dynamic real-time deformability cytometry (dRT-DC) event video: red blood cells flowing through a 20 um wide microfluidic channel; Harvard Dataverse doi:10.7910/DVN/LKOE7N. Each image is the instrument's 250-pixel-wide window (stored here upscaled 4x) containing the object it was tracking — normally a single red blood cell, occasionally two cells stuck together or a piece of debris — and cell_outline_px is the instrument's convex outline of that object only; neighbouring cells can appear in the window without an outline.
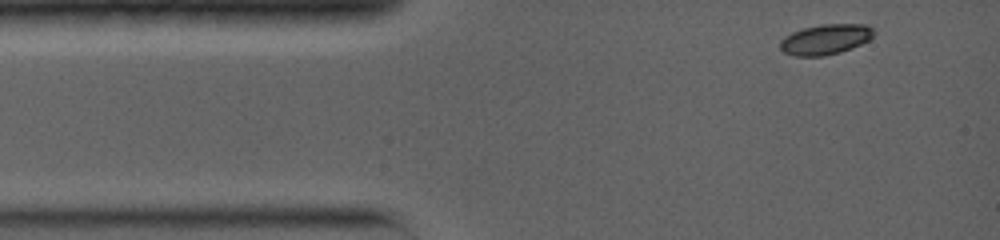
{"species": "common noctule bat (a hibernating species)", "species_latin": "Nyctalus noctula", "temperature_condition": "warm", "stored_images_in_passage": 6, "camera_frame_rate_fps": 5000, "um_per_image_px": 0.085, "animal": {"sex": "female", "body_mass_g": 19.0, "forearm_length_mm": 56.7}, "frame": {"image": 1, "passage_image": 1, "time_ms": 0.0, "image_size_px": [1000, 240], "cell_outline_px": [[876, 32], [868, 40], [852, 48], [840, 52], [824, 56], [796, 56], [784, 52], [780, 48], [780, 40], [784, 36], [792, 32], [804, 28], [820, 24], [864, 24], [872, 28]], "centroid_in_image_um": [70.16, 3.34], "position_along_channel_um": 14.8, "area_um2": 16.53}}
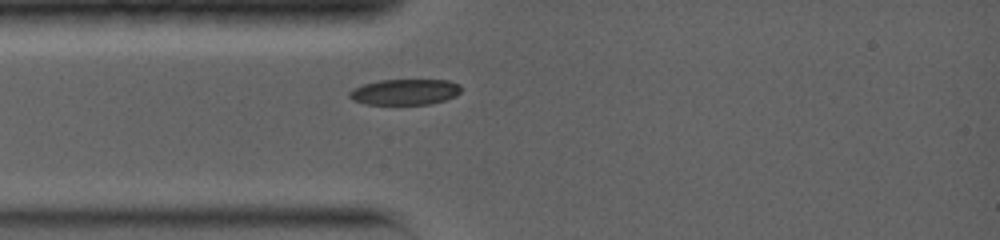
{"frame": {"image": 2, "passage_image": 4, "time_ms": 2.2, "image_size_px": [1000, 240], "cell_outline_px": [[460, 92], [456, 96], [444, 100], [428, 104], [364, 104], [352, 100], [348, 96], [348, 92], [352, 88], [364, 84], [380, 80], [448, 80], [460, 84]], "centroid_in_image_um": [34.38, 7.81], "position_along_channel_um": 50.6, "area_um2": 16.82}}